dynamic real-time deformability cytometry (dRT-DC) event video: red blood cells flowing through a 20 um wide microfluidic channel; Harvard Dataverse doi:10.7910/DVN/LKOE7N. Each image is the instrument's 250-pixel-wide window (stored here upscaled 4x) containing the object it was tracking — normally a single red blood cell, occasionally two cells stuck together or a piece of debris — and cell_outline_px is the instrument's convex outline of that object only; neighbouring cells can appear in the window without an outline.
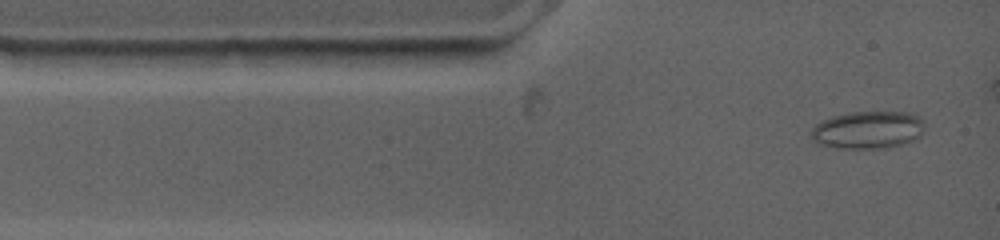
{"species": "common noctule bat (a hibernating species)", "species_latin": "Nyctalus noctula", "temperature_condition": "warm", "stored_images_in_passage": 36, "segment_of_instrument_passage": [1, 2], "camera_frame_rate_fps": 4500, "um_per_image_px": 0.085, "animal": {"sex": "female", "body_mass_g": 19.0, "forearm_length_mm": 53.3}, "frame": {"image": 1, "passage_image": 1, "time_ms": 0.0, "image_size_px": [1000, 240], "cell_outline_px": [[924, 128], [912, 140], [900, 144], [868, 148], [848, 148], [824, 144], [816, 140], [812, 136], [812, 128], [816, 124], [832, 116], [852, 112], [912, 112], [924, 120]], "centroid_in_image_um": [73.81, 10.99], "position_along_channel_um": 11.2, "area_um2": 23.99}}
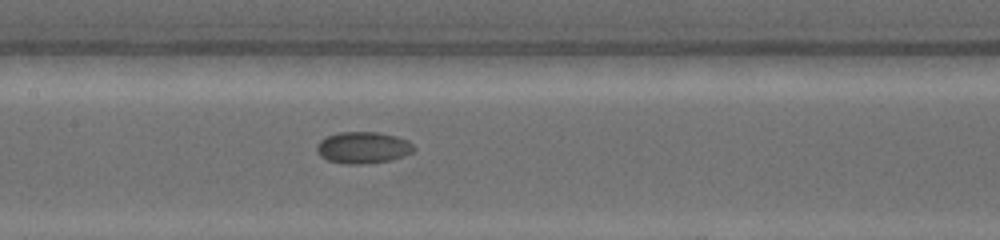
{"frame": {"image": 2, "passage_image": 18, "time_ms": 5.778, "image_size_px": [1000, 240], "cell_outline_px": [[412, 152], [388, 160], [360, 164], [352, 164], [328, 160], [316, 148], [320, 140], [328, 136], [340, 132], [376, 132], [396, 136], [408, 140], [412, 144]], "centroid_in_image_um": [30.86, 12.52], "position_along_channel_um": 176.5, "area_um2": 17.22}}
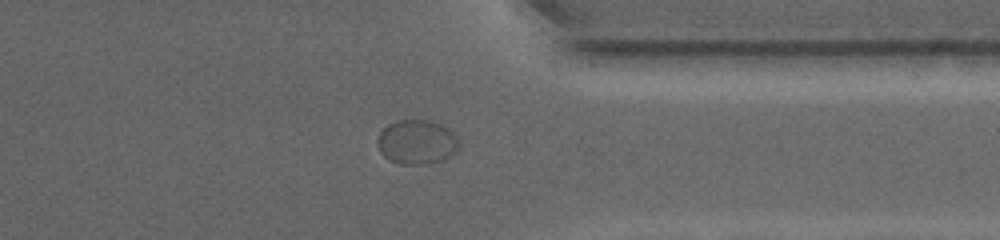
{"frame": {"image": 3, "passage_image": 31, "time_ms": 11.778, "image_size_px": [1000, 240], "cell_outline_px": [[460, 144], [448, 156], [440, 160], [424, 164], [400, 164], [388, 160], [380, 152], [380, 132], [388, 124], [396, 120], [432, 120], [448, 128], [456, 136]], "centroid_in_image_um": [35.42, 12.06], "position_along_channel_um": 376.0, "area_um2": 20.69}}